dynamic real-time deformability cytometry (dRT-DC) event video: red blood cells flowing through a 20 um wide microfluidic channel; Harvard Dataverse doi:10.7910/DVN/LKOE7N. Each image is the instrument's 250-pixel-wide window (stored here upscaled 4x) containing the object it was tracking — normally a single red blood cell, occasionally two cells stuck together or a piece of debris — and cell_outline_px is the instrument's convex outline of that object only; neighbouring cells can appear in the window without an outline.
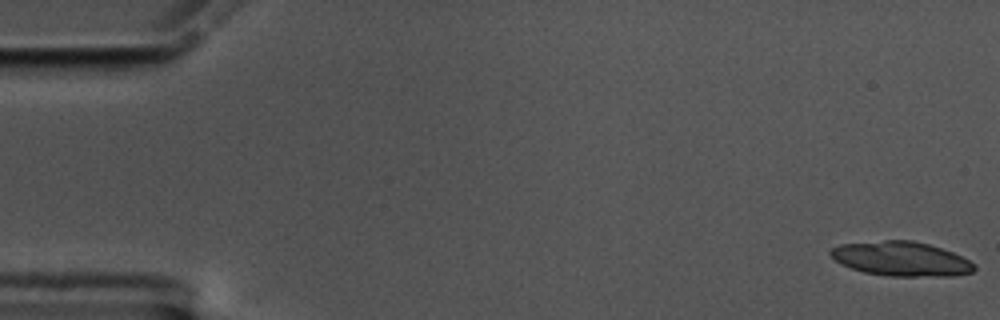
{"species": "common noctule bat (a hibernating species)", "species_latin": "Nyctalus noctula", "temperature_condition": "cold", "stored_images_in_passage": 31, "camera_frame_rate_fps": 3000, "um_per_image_px": 0.085, "animal": {"sex": "male", "body_mass_g": 17.5, "forearm_length_mm": 52.3}, "frame": {"image": 1, "passage_image": 1, "time_ms": 0.0, "image_size_px": [1000, 320], "cell_outline_px": [[976, 268], [972, 272], [952, 276], [888, 276], [864, 272], [840, 264], [828, 252], [832, 248], [840, 244], [884, 240], [912, 240], [928, 244], [952, 252], [976, 264]], "centroid_in_image_um": [76.6, 22.0], "position_along_channel_um": 8.4, "area_um2": 28.73}}
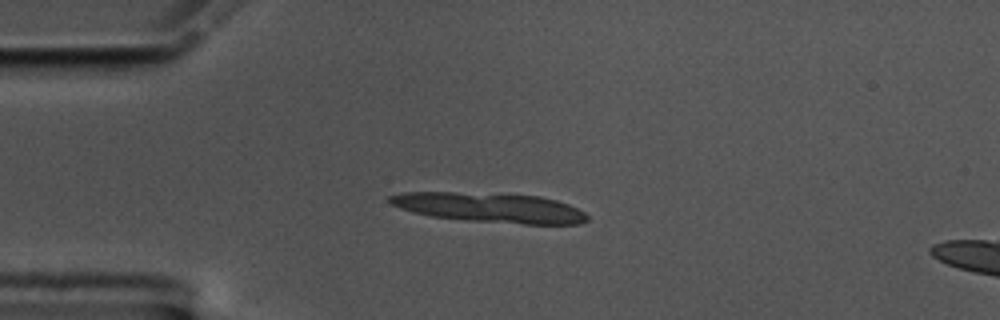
{"frame": {"image": 2, "passage_image": 14, "time_ms": 4.333, "image_size_px": [1000, 320], "cell_outline_px": [[588, 220], [580, 224], [524, 224], [468, 220], [432, 216], [412, 212], [400, 208], [392, 204], [388, 200], [388, 196], [404, 192], [452, 192], [540, 196], [556, 200], [568, 204], [584, 212], [588, 216]], "centroid_in_image_um": [41.65, 17.65], "position_along_channel_um": 43.4, "area_um2": 33.87}}